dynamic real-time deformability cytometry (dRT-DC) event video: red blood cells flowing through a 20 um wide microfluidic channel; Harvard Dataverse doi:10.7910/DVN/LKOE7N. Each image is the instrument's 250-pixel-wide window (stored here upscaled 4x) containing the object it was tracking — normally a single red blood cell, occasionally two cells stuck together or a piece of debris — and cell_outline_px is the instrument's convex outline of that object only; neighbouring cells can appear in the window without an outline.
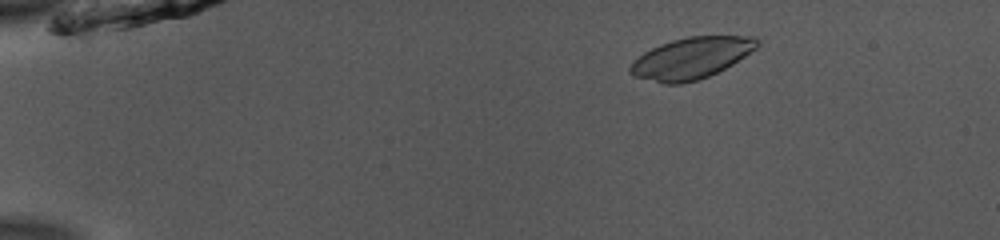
{"species": "common noctule bat (a hibernating species)", "species_latin": "Nyctalus noctula", "temperature_condition": "room temperature", "stored_images_in_passage": 43, "camera_frame_rate_fps": 3000, "um_per_image_px": 0.085, "animal": {"sex": "male", "body_mass_g": 13.0, "forearm_length_mm": 53.1}, "frame": {"image": 1, "passage_image": 4, "time_ms": 1.0, "image_size_px": [1000, 240], "cell_outline_px": [[760, 44], [756, 48], [732, 64], [708, 76], [696, 80], [680, 84], [664, 84], [632, 76], [628, 72], [628, 68], [644, 52], [660, 44], [672, 40], [688, 36], [756, 36], [760, 40]], "centroid_in_image_um": [58.75, 4.93], "position_along_channel_um": 26.2, "area_um2": 30.46}}
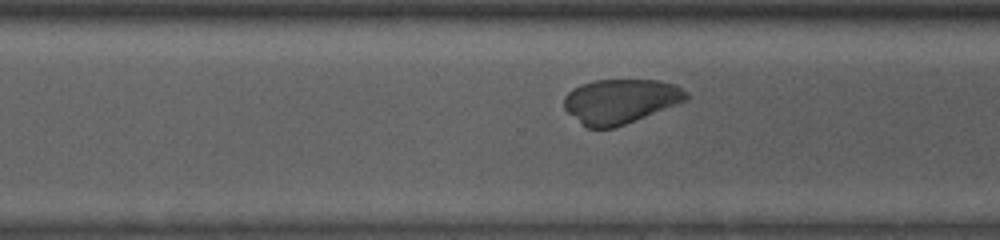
{"frame": {"image": 2, "passage_image": 33, "time_ms": 10.667, "image_size_px": [1000, 240], "cell_outline_px": [[688, 96], [684, 100], [676, 104], [624, 124], [612, 128], [588, 128], [568, 112], [564, 108], [564, 96], [568, 92], [580, 84], [596, 80], [660, 80], [676, 84], [688, 92]], "centroid_in_image_um": [52.72, 8.58], "position_along_channel_um": 317.9, "area_um2": 31.27}}
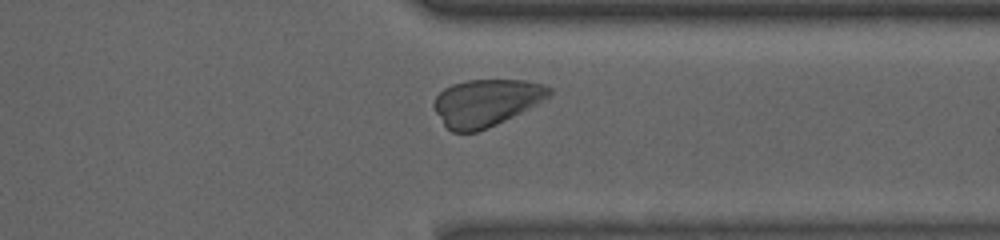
{"frame": {"image": 3, "passage_image": 37, "time_ms": 12.0, "image_size_px": [1000, 240], "cell_outline_px": [[552, 92], [544, 100], [488, 128], [476, 132], [452, 132], [444, 124], [436, 112], [432, 104], [436, 96], [444, 88], [452, 84], [468, 80], [524, 80], [544, 84], [552, 88]], "centroid_in_image_um": [41.31, 8.71], "position_along_channel_um": 370.1, "area_um2": 31.33}}